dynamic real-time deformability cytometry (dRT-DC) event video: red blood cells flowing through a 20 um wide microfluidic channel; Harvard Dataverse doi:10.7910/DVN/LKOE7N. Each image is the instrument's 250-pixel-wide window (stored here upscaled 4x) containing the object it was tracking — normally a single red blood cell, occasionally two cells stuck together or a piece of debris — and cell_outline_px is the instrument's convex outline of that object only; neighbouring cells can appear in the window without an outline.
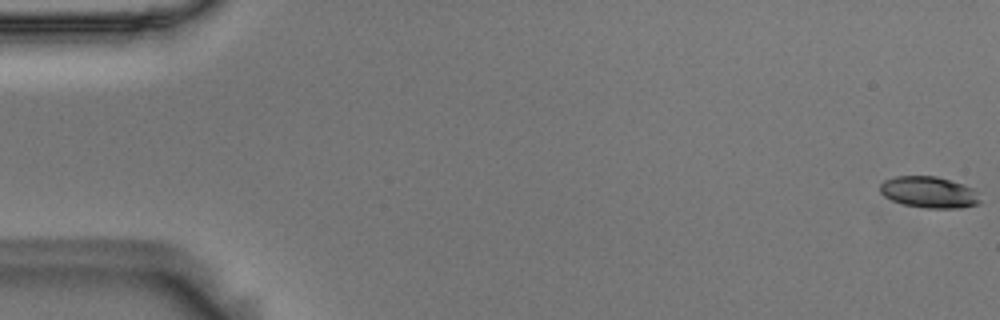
{"species": "Egyptian fruit bat (a non-hibernating species)", "species_latin": "Rousettus aegyptiacus", "temperature_condition": "room temperature", "stored_images_in_passage": 57, "camera_frame_rate_fps": 3000, "um_per_image_px": 0.085, "animal": {"sex": "male"}, "frame": {"image": 1, "passage_image": 1, "time_ms": 0.0, "image_size_px": [1000, 320], "cell_outline_px": [[980, 204], [964, 208], [924, 208], [904, 204], [892, 200], [884, 196], [880, 192], [880, 184], [884, 180], [896, 176], [936, 176], [964, 184], [972, 188], [976, 192], [980, 200]], "centroid_in_image_um": [78.98, 16.34], "position_along_channel_um": 6.0, "area_um2": 18.38}}
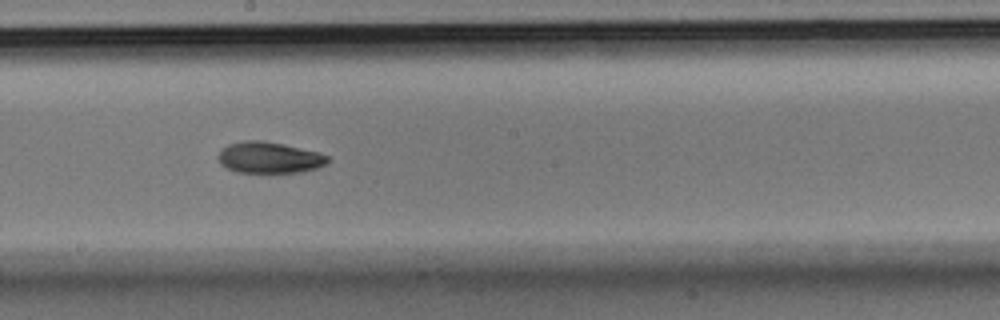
{"frame": {"image": 2, "passage_image": 31, "time_ms": 10.0, "image_size_px": [1000, 320], "cell_outline_px": [[328, 164], [316, 168], [300, 172], [236, 172], [220, 164], [216, 156], [220, 148], [228, 144], [244, 140], [260, 140], [280, 144], [316, 152], [328, 156]], "centroid_in_image_um": [22.81, 13.39], "position_along_channel_um": 225.4, "area_um2": 19.83}}
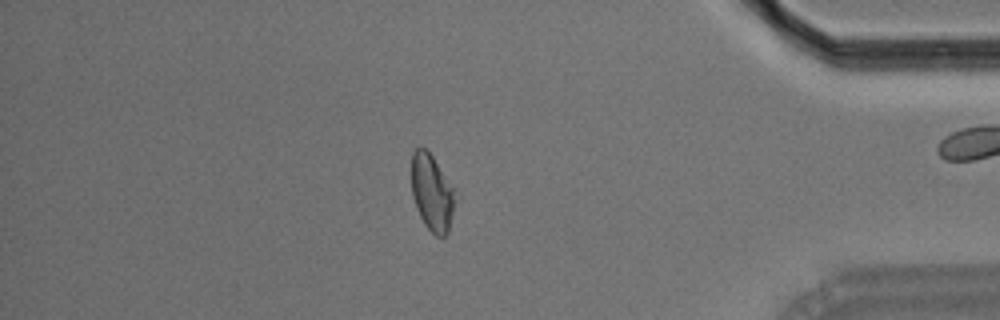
{"frame": {"image": 3, "passage_image": 48, "time_ms": 15.667, "image_size_px": [1000, 320], "cell_outline_px": [[460, 196], [448, 232], [444, 236], [436, 236], [424, 224], [416, 208], [412, 196], [412, 152], [416, 148], [424, 148], [432, 156]], "centroid_in_image_um": [36.78, 16.41], "position_along_channel_um": 398.4, "area_um2": 19.94}, "authors_computed_cell_mechanics": {"area_um2": 19.8254, "velocity_mm_per_s": 3.6659, "shape_relaxation_time_tau1_ms": 3.5086, "shape_relaxation_time_tau2_ms": null, "deformation_change_tau1": 0.1296, "deformation_change_tau2": null}}